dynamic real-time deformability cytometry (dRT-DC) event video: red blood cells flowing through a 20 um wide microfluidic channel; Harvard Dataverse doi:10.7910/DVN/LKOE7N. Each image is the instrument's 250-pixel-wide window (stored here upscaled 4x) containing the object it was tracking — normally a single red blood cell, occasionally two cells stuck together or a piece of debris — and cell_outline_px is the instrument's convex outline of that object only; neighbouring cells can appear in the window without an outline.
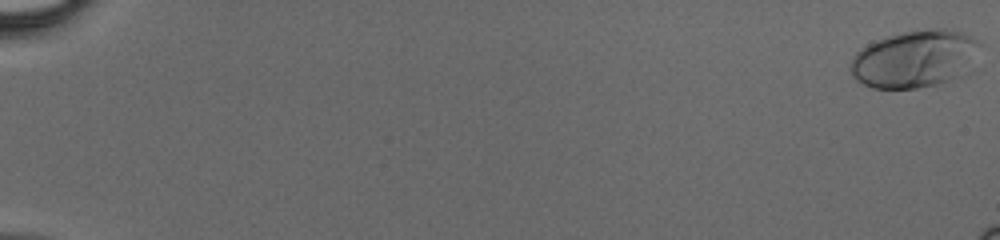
{"species": "human", "species_latin": "Homo sapiens", "temperature_condition": "cold", "stored_images_in_passage": 18, "camera_frame_rate_fps": 3000, "um_per_image_px": 0.085, "donor": {"sex": "male"}, "frame": {"image": 1, "passage_image": 1, "time_ms": 0.0, "image_size_px": [1000, 240], "cell_outline_px": [[980, 44], [960, 76], [936, 84], [916, 88], [872, 88], [856, 80], [852, 76], [852, 60], [856, 52], [868, 44], [876, 40], [888, 36], [904, 32], [936, 28], [944, 28], [960, 32], [972, 36]], "centroid_in_image_um": [77.69, 5.0], "position_along_channel_um": 7.3, "area_um2": 42.19}}
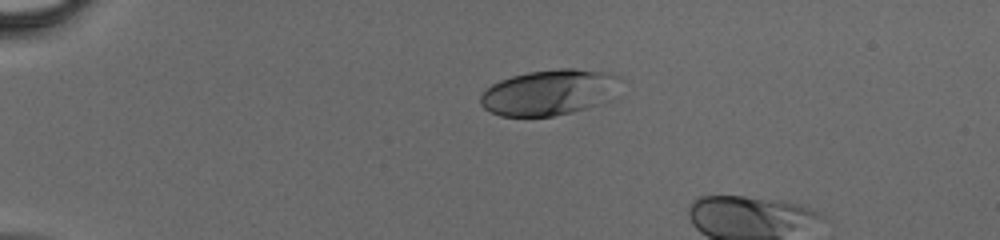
{"frame": {"image": 2, "passage_image": 13, "time_ms": 4.0, "image_size_px": [1000, 240], "cell_outline_px": [[620, 76], [592, 104], [584, 108], [572, 112], [552, 116], [500, 116], [484, 108], [480, 104], [480, 96], [492, 84], [500, 80], [512, 76], [528, 72], [560, 68], [576, 68], [604, 72]], "centroid_in_image_um": [46.43, 7.84], "position_along_channel_um": 38.6, "area_um2": 35.32}}